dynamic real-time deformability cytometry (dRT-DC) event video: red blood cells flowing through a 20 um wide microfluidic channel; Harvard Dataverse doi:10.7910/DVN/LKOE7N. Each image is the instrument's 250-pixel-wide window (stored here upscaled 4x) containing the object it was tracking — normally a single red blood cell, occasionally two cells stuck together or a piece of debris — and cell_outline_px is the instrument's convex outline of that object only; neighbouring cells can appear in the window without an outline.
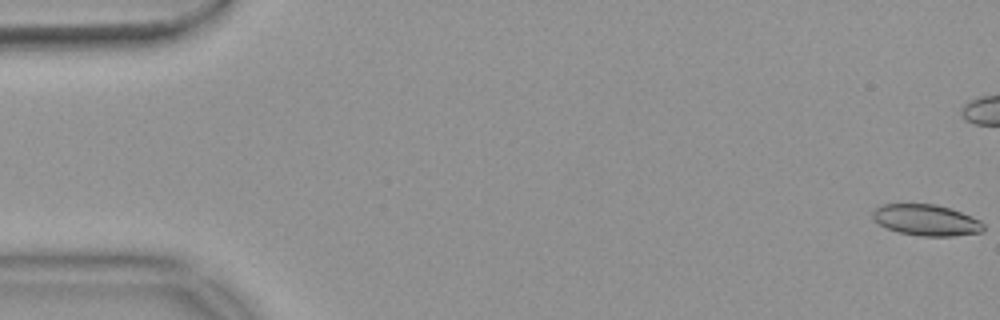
{"species": "common noctule bat (a hibernating species)", "species_latin": "Nyctalus noctula", "temperature_condition": "warm", "stored_images_in_passage": 56, "camera_frame_rate_fps": 3000, "um_per_image_px": 0.085, "animal": {"sex": "female", "body_mass_g": 18.4}, "frame": {"image": 1, "passage_image": 1, "time_ms": 0.0, "image_size_px": [1000, 320], "cell_outline_px": [[984, 232], [952, 236], [920, 236], [900, 232], [888, 228], [880, 224], [872, 216], [872, 212], [880, 204], [936, 204], [972, 216], [980, 220], [984, 224]], "centroid_in_image_um": [78.76, 18.71], "position_along_channel_um": 6.2, "area_um2": 20.0}}
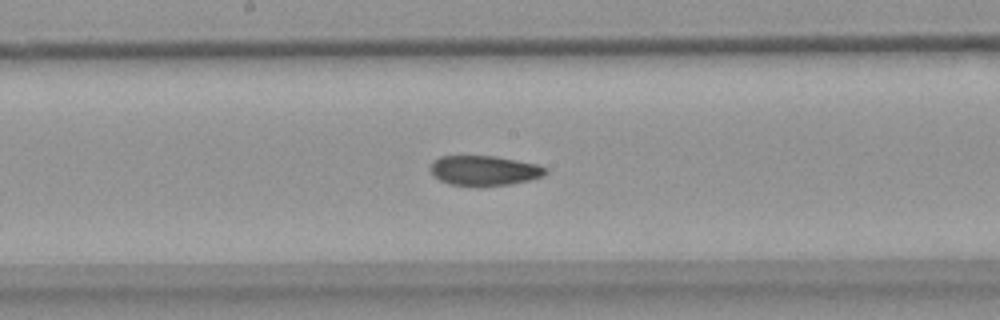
{"frame": {"image": 2, "passage_image": 29, "time_ms": 9.333, "image_size_px": [1000, 320], "cell_outline_px": [[548, 172], [544, 176], [528, 180], [508, 184], [484, 188], [480, 188], [448, 184], [440, 180], [428, 168], [432, 160], [440, 156], [496, 156], [536, 164], [548, 168]], "centroid_in_image_um": [41.14, 14.52], "position_along_channel_um": 207.1, "area_um2": 20.58}}
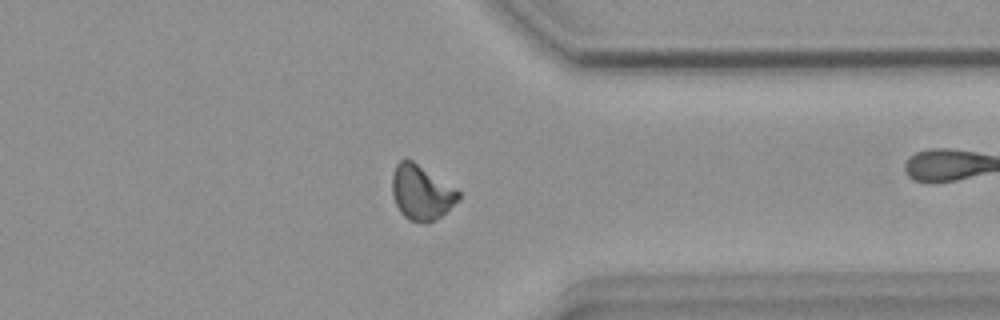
{"frame": {"image": 3, "passage_image": 43, "time_ms": 14.0, "image_size_px": [1000, 320], "cell_outline_px": [[460, 200], [436, 220], [428, 224], [408, 220], [400, 212], [396, 204], [392, 192], [392, 172], [396, 164], [400, 160], [412, 160], [460, 192]], "centroid_in_image_um": [35.8, 16.39], "position_along_channel_um": 375.6, "area_um2": 21.1}, "authors_computed_cell_mechanics": {"area_um2": 20.5479, "velocity_mm_per_s": 3.7065, "shape_relaxation_time_tau1_ms": null, "shape_relaxation_time_tau2_ms": 3.5019, "deformation_change_tau1": null, "deformation_change_tau2": 0.0975}}